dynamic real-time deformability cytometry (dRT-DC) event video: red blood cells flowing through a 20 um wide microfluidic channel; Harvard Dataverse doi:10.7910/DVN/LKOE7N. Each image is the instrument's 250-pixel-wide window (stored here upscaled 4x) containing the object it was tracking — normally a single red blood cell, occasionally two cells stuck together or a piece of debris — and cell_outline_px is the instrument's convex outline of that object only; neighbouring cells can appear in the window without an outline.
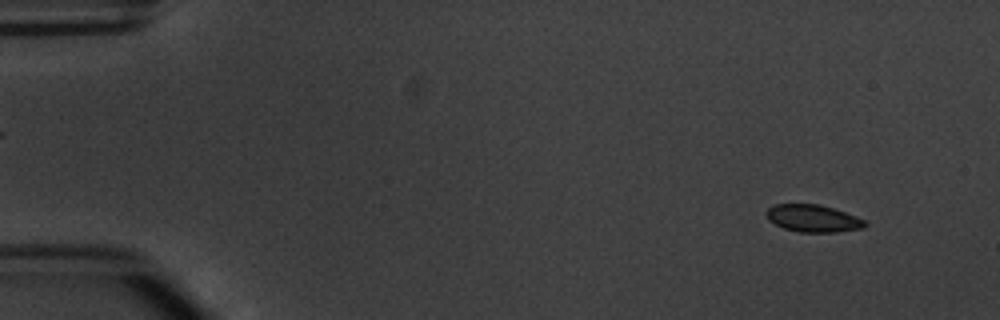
{"species": "common noctule bat (a hibernating species)", "species_latin": "Nyctalus noctula", "temperature_condition": "warm", "stored_images_in_passage": 6, "camera_frame_rate_fps": 3000, "um_per_image_px": 0.085, "animal": {"sex": "male", "body_mass_g": 20.1, "forearm_length_mm": 53.5}, "frame": {"image": 1, "passage_image": 1, "time_ms": 0.0, "image_size_px": [1000, 320], "cell_outline_px": [[868, 224], [864, 228], [836, 232], [800, 232], [784, 228], [768, 220], [768, 208], [776, 204], [820, 204], [856, 216], [864, 220]], "centroid_in_image_um": [69.14, 18.57], "position_along_channel_um": 15.9, "area_um2": 15.49}}
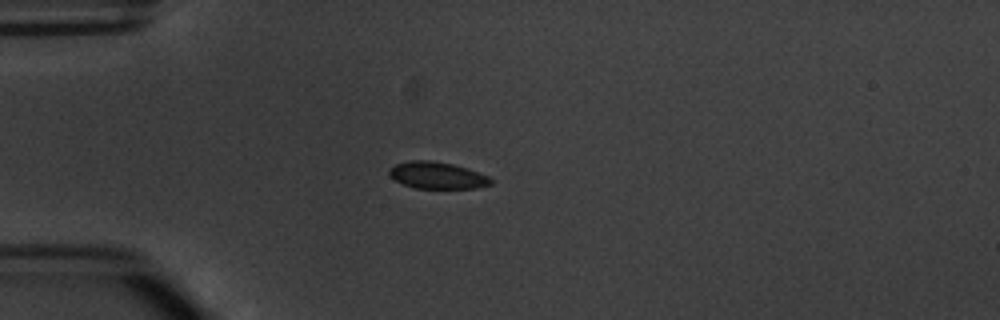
{"frame": {"image": 2, "passage_image": 3, "time_ms": 3.333, "image_size_px": [1000, 320], "cell_outline_px": [[492, 184], [476, 188], [416, 188], [404, 184], [388, 176], [388, 172], [396, 164], [412, 160], [428, 160], [452, 164], [468, 168], [488, 176], [492, 180]], "centroid_in_image_um": [37.17, 14.91], "position_along_channel_um": 47.8, "area_um2": 15.72}}
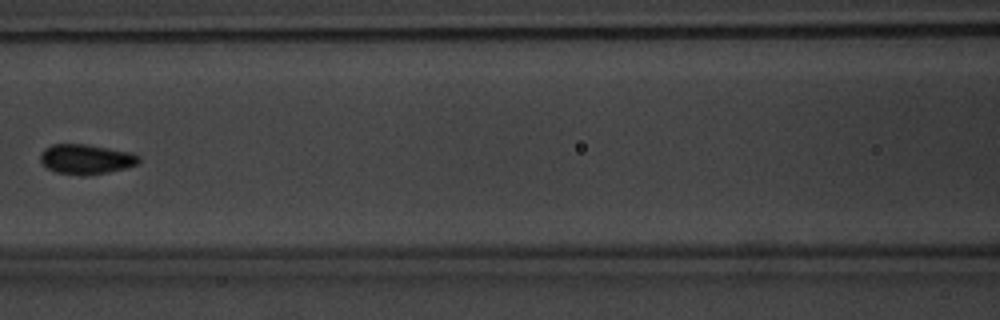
{"frame": {"image": 3, "passage_image": 6, "time_ms": 6.667, "image_size_px": [1000, 320], "cell_outline_px": [[140, 160], [136, 164], [124, 168], [108, 172], [88, 176], [84, 176], [56, 172], [48, 168], [40, 160], [40, 156], [44, 148], [52, 144], [88, 144], [132, 152], [140, 156]], "centroid_in_image_um": [7.32, 13.52], "position_along_channel_um": 159.3, "area_um2": 17.22}}